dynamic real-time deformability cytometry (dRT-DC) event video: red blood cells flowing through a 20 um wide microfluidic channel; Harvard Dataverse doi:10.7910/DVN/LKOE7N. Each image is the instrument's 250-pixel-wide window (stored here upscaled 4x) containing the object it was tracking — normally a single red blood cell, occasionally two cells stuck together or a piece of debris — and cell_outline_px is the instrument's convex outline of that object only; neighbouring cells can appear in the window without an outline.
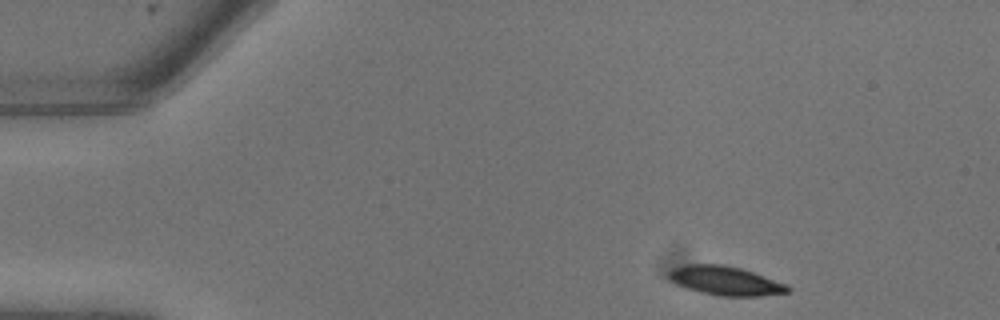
{"species": "common noctule bat (a hibernating species)", "species_latin": "Nyctalus noctula", "temperature_condition": "warm", "stored_images_in_passage": 12, "camera_frame_rate_fps": 3000, "um_per_image_px": 0.085, "animal": {"sex": "male", "body_mass_g": 13.3}, "frame": {"image": 1, "passage_image": 1, "time_ms": 0.0, "image_size_px": [1000, 320], "cell_outline_px": [[792, 288], [788, 292], [760, 296], [720, 296], [700, 292], [676, 284], [668, 276], [668, 272], [676, 268], [688, 264], [724, 264], [740, 268], [788, 284]], "centroid_in_image_um": [61.7, 23.87], "position_along_channel_um": 23.3, "area_um2": 19.94}}
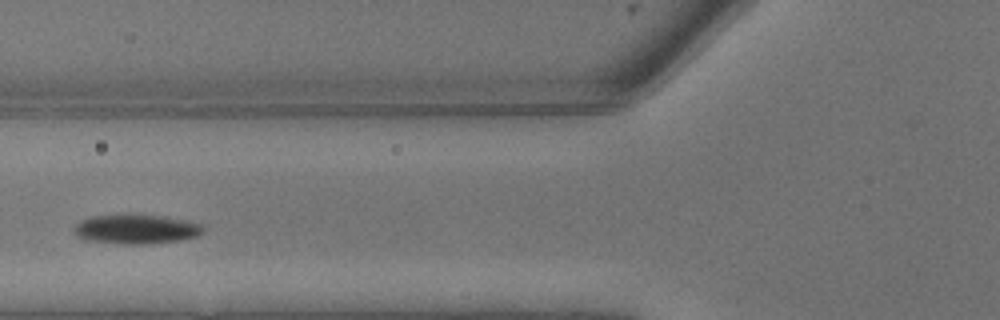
{"frame": {"image": 2, "passage_image": 7, "time_ms": 2.0, "image_size_px": [1000, 320], "cell_outline_px": [[204, 232], [200, 236], [180, 240], [148, 244], [120, 244], [84, 240], [72, 232], [72, 228], [80, 220], [92, 216], [120, 212], [140, 212], [164, 216], [204, 224]], "centroid_in_image_um": [11.55, 19.43], "position_along_channel_um": 114.3, "area_um2": 23.41}}